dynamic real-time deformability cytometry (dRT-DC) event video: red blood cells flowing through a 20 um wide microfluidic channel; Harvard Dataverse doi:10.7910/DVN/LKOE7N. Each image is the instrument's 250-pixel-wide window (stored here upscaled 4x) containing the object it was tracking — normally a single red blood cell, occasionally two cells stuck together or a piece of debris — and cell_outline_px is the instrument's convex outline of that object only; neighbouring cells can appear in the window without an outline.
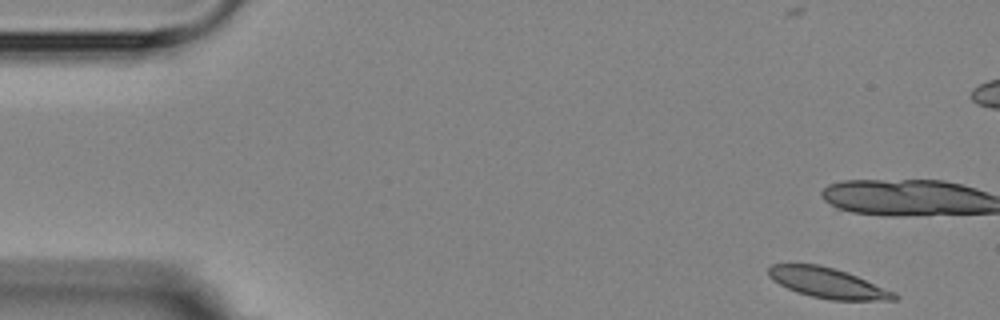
{"species": "Egyptian fruit bat (a non-hibernating species)", "species_latin": "Rousettus aegyptiacus", "temperature_condition": "room temperature", "stored_images_in_passage": 6, "camera_frame_rate_fps": 3000, "um_per_image_px": 0.085, "animal": {"sex": "female"}, "frame": {"image": 1, "passage_image": 1, "time_ms": 0.0, "image_size_px": [1000, 320], "cell_outline_px": [[900, 296], [896, 300], [832, 300], [812, 296], [796, 292], [772, 280], [768, 276], [768, 268], [772, 264], [820, 264], [848, 272], [896, 292]], "centroid_in_image_um": [70.39, 24.05], "position_along_channel_um": 14.6, "area_um2": 22.25}}